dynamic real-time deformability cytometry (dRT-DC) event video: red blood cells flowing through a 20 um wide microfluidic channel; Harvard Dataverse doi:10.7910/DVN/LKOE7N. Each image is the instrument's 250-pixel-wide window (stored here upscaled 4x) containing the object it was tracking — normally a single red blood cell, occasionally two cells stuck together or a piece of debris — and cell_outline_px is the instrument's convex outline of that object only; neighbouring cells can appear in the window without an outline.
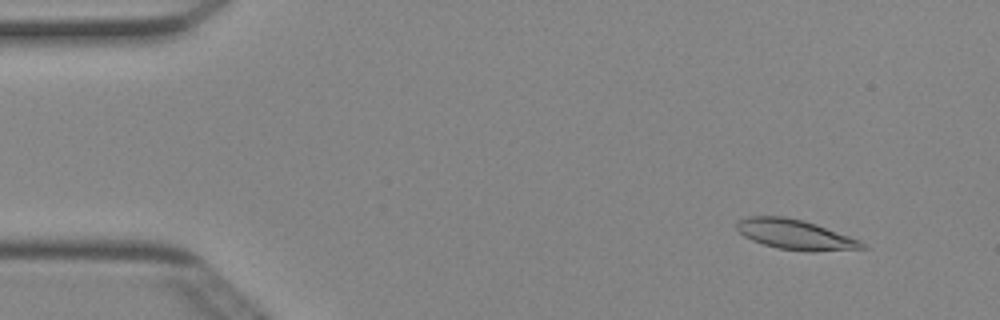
{"species": "Egyptian fruit bat (a non-hibernating species)", "species_latin": "Rousettus aegyptiacus", "temperature_condition": "cold", "stored_images_in_passage": 50, "camera_frame_rate_fps": 3000, "um_per_image_px": 0.085, "animal": {"sex": "female"}, "frame": {"image": 1, "passage_image": 5, "time_ms": 1.333, "image_size_px": [1000, 320], "cell_outline_px": [[868, 248], [812, 252], [808, 252], [776, 248], [752, 240], [744, 236], [736, 228], [736, 220], [748, 216], [784, 216], [804, 220], [816, 224], [860, 240]], "centroid_in_image_um": [67.57, 19.93], "position_along_channel_um": 17.4, "area_um2": 22.02}}
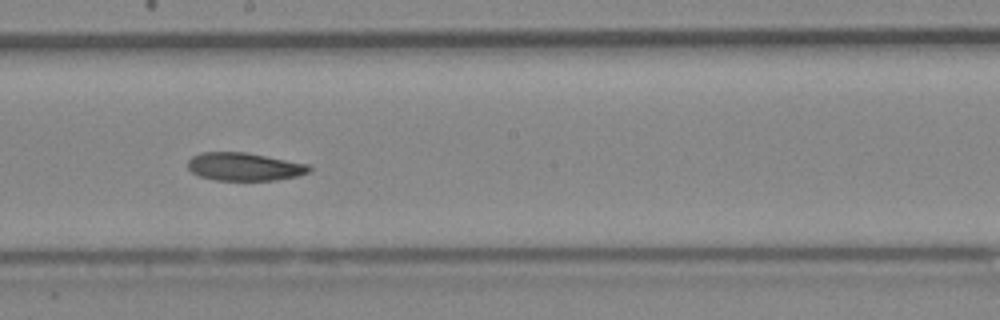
{"frame": {"image": 2, "passage_image": 28, "time_ms": 9.0, "image_size_px": [1000, 320], "cell_outline_px": [[312, 168], [308, 172], [296, 176], [272, 180], [216, 180], [200, 176], [192, 172], [188, 168], [188, 160], [192, 156], [200, 152], [244, 152], [308, 164]], "centroid_in_image_um": [20.73, 14.16], "position_along_channel_um": 227.5, "area_um2": 19.59}}
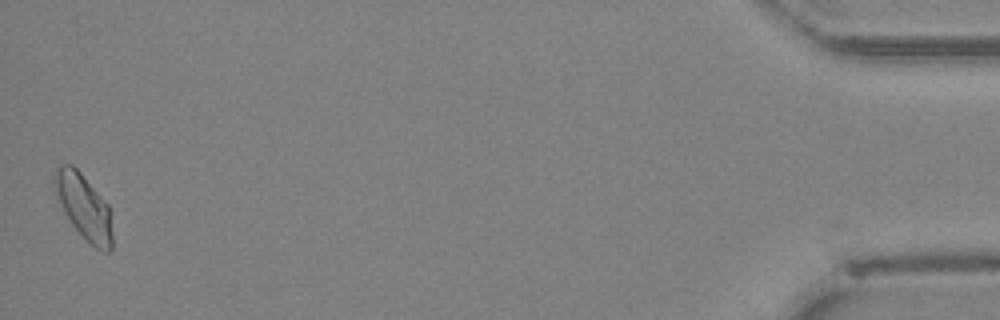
{"frame": {"image": 3, "passage_image": 50, "time_ms": 16.333, "image_size_px": [1000, 320], "cell_outline_px": [[112, 248], [108, 252], [104, 252], [96, 248], [72, 224], [64, 212], [52, 184], [52, 172], [60, 164], [72, 164], [80, 172], [108, 204], [112, 236]], "centroid_in_image_um": [7.09, 17.51], "position_along_channel_um": 428.1, "area_um2": 21.62}, "authors_computed_cell_mechanics": {"area_um2": 21.0681, "velocity_mm_per_s": 3.9959, "shape_relaxation_time_tau1_ms": 8.1577, "shape_relaxation_time_tau2_ms": 9.475, "deformation_change_tau1": 0.1822, "deformation_change_tau2": 0.1657}}